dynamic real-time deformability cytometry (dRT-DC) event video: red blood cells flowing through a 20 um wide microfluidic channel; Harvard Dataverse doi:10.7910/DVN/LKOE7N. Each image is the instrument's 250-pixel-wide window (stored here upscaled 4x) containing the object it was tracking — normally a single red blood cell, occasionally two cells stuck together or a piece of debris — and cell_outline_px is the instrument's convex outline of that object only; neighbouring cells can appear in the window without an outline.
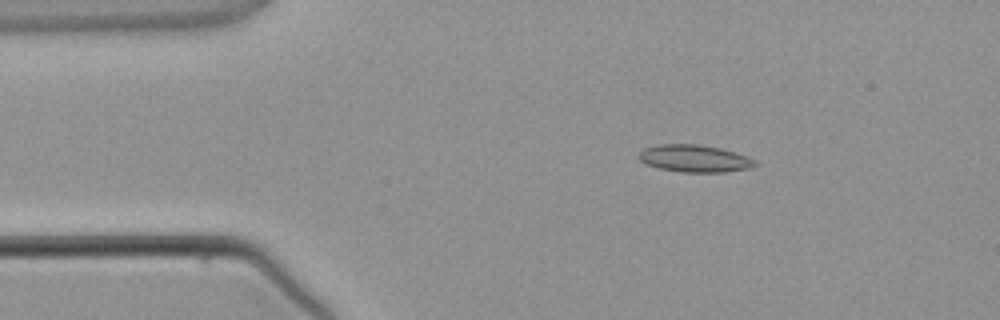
{"species": "common noctule bat (a hibernating species)", "species_latin": "Nyctalus noctula", "temperature_condition": "warm", "stored_images_in_passage": 3, "camera_frame_rate_fps": 3000, "um_per_image_px": 0.085, "animal": {"sex": "male", "body_mass_g": 21.5, "forearm_length_mm": 52.0}, "frame": {"image": 1, "passage_image": 2, "time_ms": 1.333, "image_size_px": [1000, 320], "cell_outline_px": [[760, 164], [752, 168], [724, 172], [680, 172], [660, 168], [648, 164], [640, 160], [636, 156], [644, 148], [656, 144], [700, 144], [720, 148], [748, 156], [756, 160]], "centroid_in_image_um": [59.07, 13.47], "position_along_channel_um": 25.9, "area_um2": 18.67}}